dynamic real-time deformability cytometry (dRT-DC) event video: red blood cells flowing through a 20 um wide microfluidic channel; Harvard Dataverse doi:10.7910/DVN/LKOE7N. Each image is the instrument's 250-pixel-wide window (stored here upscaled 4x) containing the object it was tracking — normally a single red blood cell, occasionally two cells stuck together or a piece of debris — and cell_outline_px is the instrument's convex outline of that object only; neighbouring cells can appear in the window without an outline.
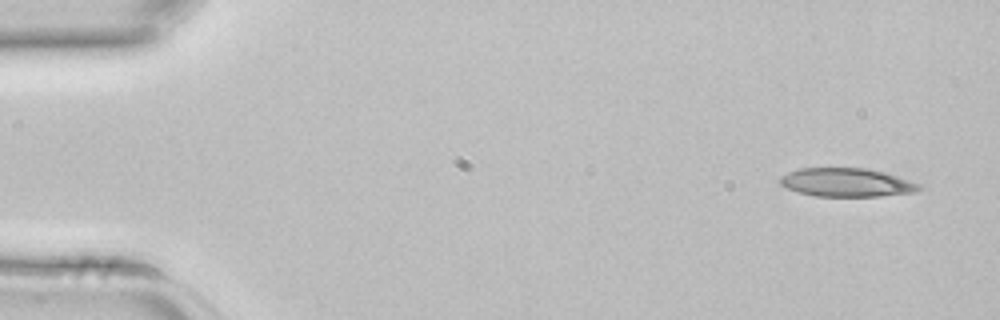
{"species": "common noctule bat (a hibernating species)", "species_latin": "Nyctalus noctula", "temperature_condition": "room temperature", "stored_images_in_passage": 2, "camera_frame_rate_fps": 3000, "um_per_image_px": 0.085, "animal": {"sex": "female", "body_mass_g": 22.7, "forearm_length_mm": 54.2}, "frame": {"image": 1, "passage_image": 1, "time_ms": 0.0, "image_size_px": [1000, 320], "cell_outline_px": [[920, 188], [916, 192], [880, 196], [816, 196], [800, 192], [788, 188], [780, 184], [780, 176], [788, 172], [800, 168], [868, 168], [884, 172], [920, 184]], "centroid_in_image_um": [71.95, 15.5], "position_along_channel_um": 13.0, "area_um2": 22.95}}